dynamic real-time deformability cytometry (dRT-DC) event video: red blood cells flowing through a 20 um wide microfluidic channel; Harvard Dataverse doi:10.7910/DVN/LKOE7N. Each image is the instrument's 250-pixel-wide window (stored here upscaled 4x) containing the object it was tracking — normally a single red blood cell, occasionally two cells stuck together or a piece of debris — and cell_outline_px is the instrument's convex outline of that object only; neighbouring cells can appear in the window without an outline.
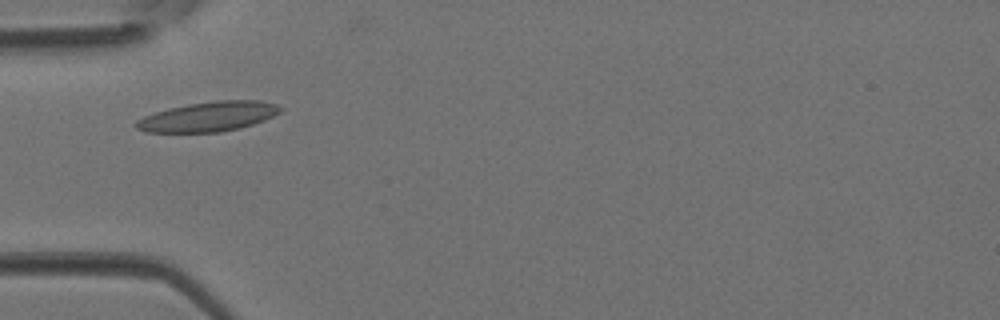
{"species": "Egyptian fruit bat (a non-hibernating species)", "species_latin": "Rousettus aegyptiacus", "temperature_condition": "room temperature", "stored_images_in_passage": 6, "camera_frame_rate_fps": 3000, "um_per_image_px": 0.085, "animal": {"sex": "female"}, "frame": {"image": 1, "passage_image": 5, "time_ms": 1.333, "image_size_px": [1000, 320], "cell_outline_px": [[284, 108], [280, 112], [264, 120], [240, 128], [220, 132], [148, 132], [136, 128], [136, 120], [144, 116], [168, 108], [188, 104], [216, 100], [260, 100], [276, 104]], "centroid_in_image_um": [17.73, 9.9], "position_along_channel_um": 67.3, "area_um2": 24.91}}
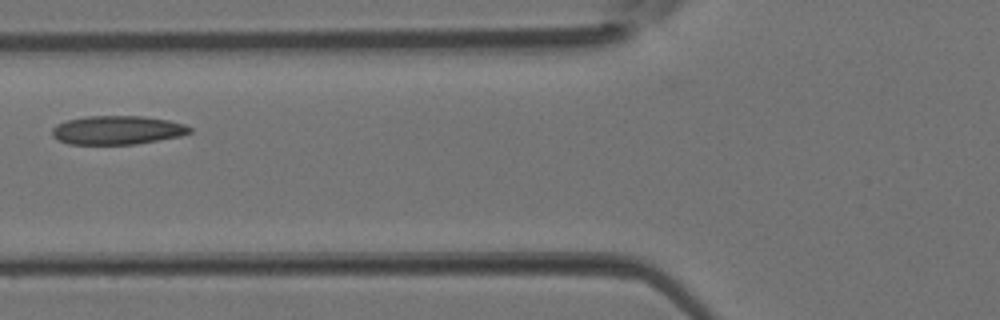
{"frame": {"image": 2, "passage_image": 6, "time_ms": 1.667, "image_size_px": [1000, 320], "cell_outline_px": [[192, 132], [180, 136], [136, 144], [68, 144], [52, 136], [52, 128], [56, 124], [68, 120], [84, 116], [144, 116], [168, 120], [184, 124], [192, 128]], "centroid_in_image_um": [9.97, 11.05], "position_along_channel_um": 115.8, "area_um2": 23.06}}